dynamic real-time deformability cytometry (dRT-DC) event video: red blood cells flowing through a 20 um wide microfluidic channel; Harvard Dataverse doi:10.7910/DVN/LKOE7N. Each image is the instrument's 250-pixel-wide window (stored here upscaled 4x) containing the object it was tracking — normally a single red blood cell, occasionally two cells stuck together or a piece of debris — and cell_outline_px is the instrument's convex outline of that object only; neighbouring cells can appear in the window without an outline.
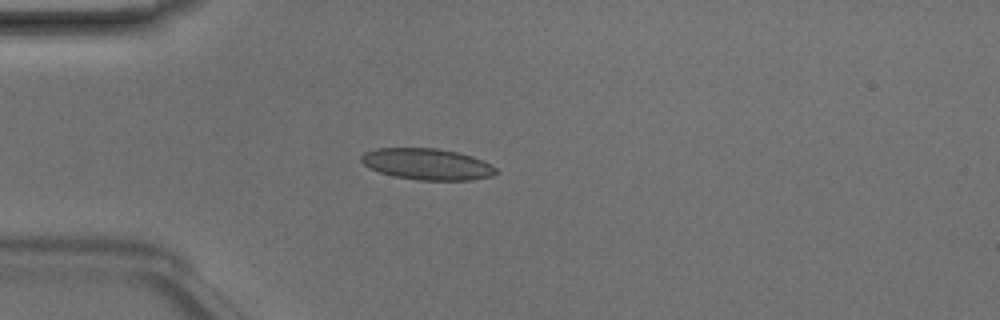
{"species": "Egyptian fruit bat (a non-hibernating species)", "species_latin": "Rousettus aegyptiacus", "temperature_condition": "room temperature", "stored_images_in_passage": 36, "camera_frame_rate_fps": 3000, "um_per_image_px": 0.085, "animal": {"sex": "male"}, "frame": {"image": 1, "passage_image": 1, "time_ms": 0.0, "image_size_px": [1000, 320], "cell_outline_px": [[500, 172], [492, 176], [472, 180], [416, 180], [396, 176], [380, 172], [364, 164], [360, 160], [360, 156], [364, 152], [376, 148], [436, 148], [456, 152], [472, 156], [496, 168]], "centroid_in_image_um": [36.31, 13.95], "position_along_channel_um": 48.7, "area_um2": 24.45}}
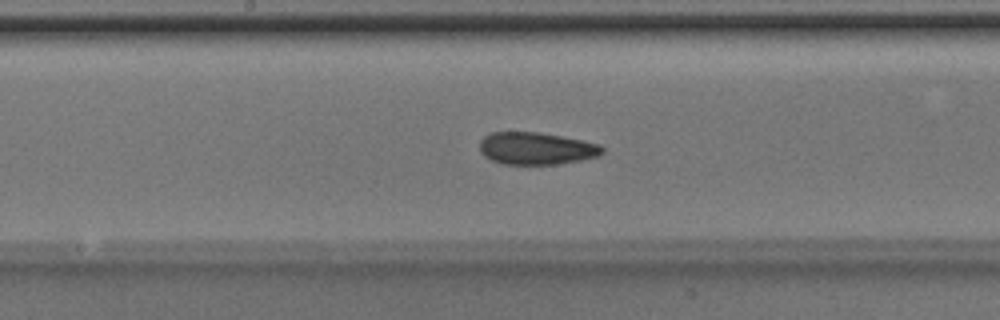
{"frame": {"image": 2, "passage_image": 13, "time_ms": 4.0, "image_size_px": [1000, 320], "cell_outline_px": [[604, 152], [600, 156], [580, 160], [556, 164], [504, 164], [492, 160], [484, 156], [480, 152], [480, 140], [488, 132], [540, 132], [584, 140], [600, 144], [604, 148]], "centroid_in_image_um": [45.6, 12.6], "position_along_channel_um": 202.6, "area_um2": 23.29}}
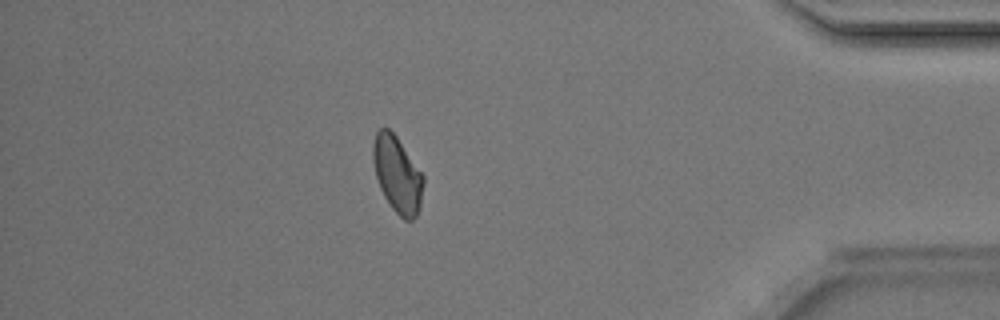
{"frame": {"image": 3, "passage_image": 30, "time_ms": 9.667, "image_size_px": [1000, 320], "cell_outline_px": [[424, 184], [420, 204], [416, 216], [412, 220], [404, 220], [392, 208], [384, 196], [380, 188], [376, 176], [372, 160], [372, 144], [376, 132], [380, 128], [388, 128], [396, 136], [424, 176]], "centroid_in_image_um": [33.76, 14.82], "position_along_channel_um": 401.4, "area_um2": 22.25}, "authors_computed_cell_mechanics": {"area_um2": 23.12, "velocity_mm_per_s": 4.2006, "shape_relaxation_time_tau1_ms": 6.8515, "shape_relaxation_time_tau2_ms": 2.2027, "deformation_change_tau1": 0.1506, "deformation_change_tau2": 0.0796}}